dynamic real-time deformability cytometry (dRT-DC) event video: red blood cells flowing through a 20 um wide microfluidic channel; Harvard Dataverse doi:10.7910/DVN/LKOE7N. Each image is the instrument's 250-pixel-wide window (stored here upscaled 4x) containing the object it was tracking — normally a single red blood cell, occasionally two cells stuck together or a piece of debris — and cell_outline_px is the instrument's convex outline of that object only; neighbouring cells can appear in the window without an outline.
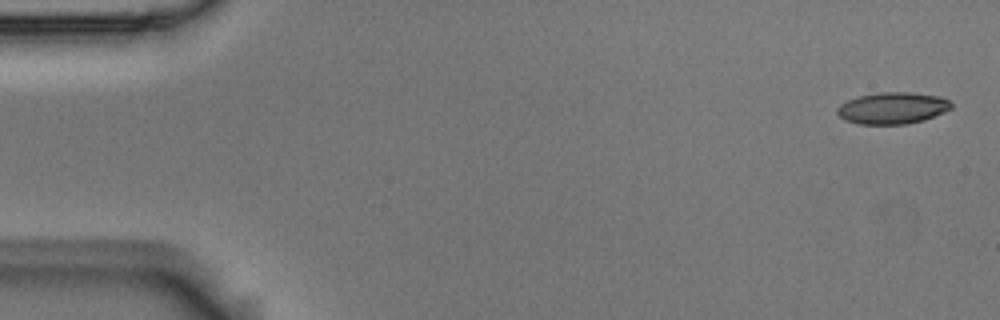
{"species": "Egyptian fruit bat (a non-hibernating species)", "species_latin": "Rousettus aegyptiacus", "temperature_condition": "room temperature", "stored_images_in_passage": 6, "camera_frame_rate_fps": 3000, "um_per_image_px": 0.085, "animal": {"sex": "male"}, "frame": {"image": 1, "passage_image": 1, "time_ms": 0.0, "image_size_px": [1000, 320], "cell_outline_px": [[952, 108], [944, 112], [924, 120], [908, 124], [860, 124], [844, 120], [836, 112], [836, 108], [840, 104], [856, 96], [880, 92], [912, 92], [940, 96], [948, 100], [952, 104]], "centroid_in_image_um": [75.85, 9.18], "position_along_channel_um": 9.1, "area_um2": 21.21}}
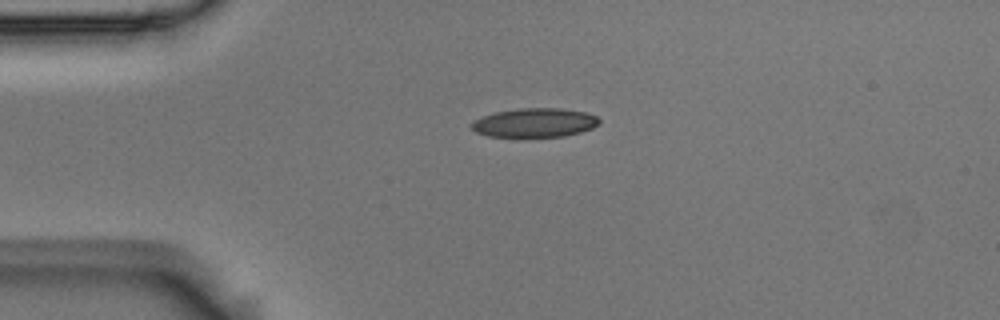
{"frame": {"image": 2, "passage_image": 4, "time_ms": 1.0, "image_size_px": [1000, 320], "cell_outline_px": [[600, 124], [592, 128], [580, 132], [564, 136], [488, 136], [476, 132], [468, 124], [472, 120], [496, 112], [520, 108], [560, 108], [584, 112], [596, 116], [600, 120]], "centroid_in_image_um": [45.44, 10.42], "position_along_channel_um": 39.6, "area_um2": 21.44}}